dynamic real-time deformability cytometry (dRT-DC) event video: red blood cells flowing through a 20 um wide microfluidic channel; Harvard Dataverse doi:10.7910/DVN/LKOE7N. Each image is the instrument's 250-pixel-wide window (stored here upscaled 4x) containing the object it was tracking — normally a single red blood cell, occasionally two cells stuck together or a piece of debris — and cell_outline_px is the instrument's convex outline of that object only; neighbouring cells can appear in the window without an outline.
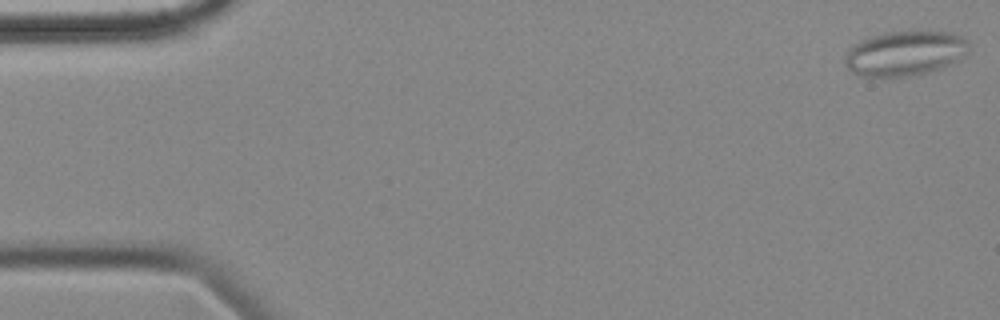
{"species": "common noctule bat (a hibernating species)", "species_latin": "Nyctalus noctula", "temperature_condition": "cold", "stored_images_in_passage": 56, "camera_frame_rate_fps": 3000, "um_per_image_px": 0.085, "animal": {"sex": "female", "body_mass_g": 18.4}, "frame": {"image": 1, "passage_image": 1, "time_ms": 0.0, "image_size_px": [1000, 320], "cell_outline_px": [[968, 52], [964, 56], [940, 68], [908, 76], [864, 76], [852, 72], [844, 64], [844, 56], [848, 48], [860, 40], [868, 36], [884, 32], [920, 28], [952, 32], [964, 36], [968, 40]], "centroid_in_image_um": [76.92, 4.45], "position_along_channel_um": 8.1, "area_um2": 33.23}}
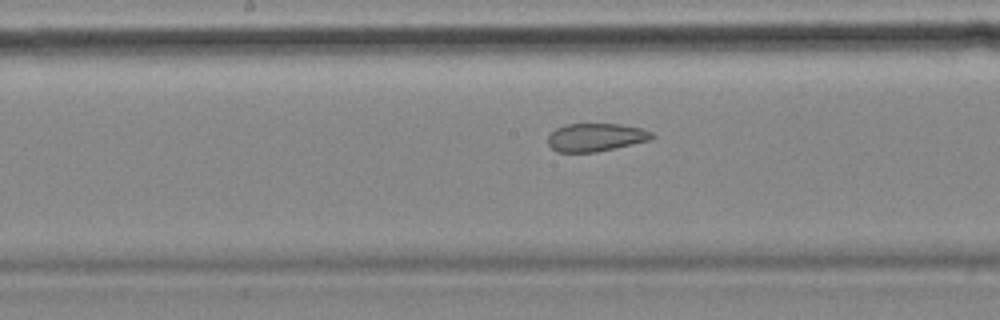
{"frame": {"image": 2, "passage_image": 28, "time_ms": 9.0, "image_size_px": [1000, 320], "cell_outline_px": [[656, 136], [648, 140], [596, 152], [556, 152], [548, 144], [548, 136], [556, 128], [564, 124], [620, 124], [644, 128], [652, 132]], "centroid_in_image_um": [50.63, 11.66], "position_along_channel_um": 197.6, "area_um2": 16.99}}
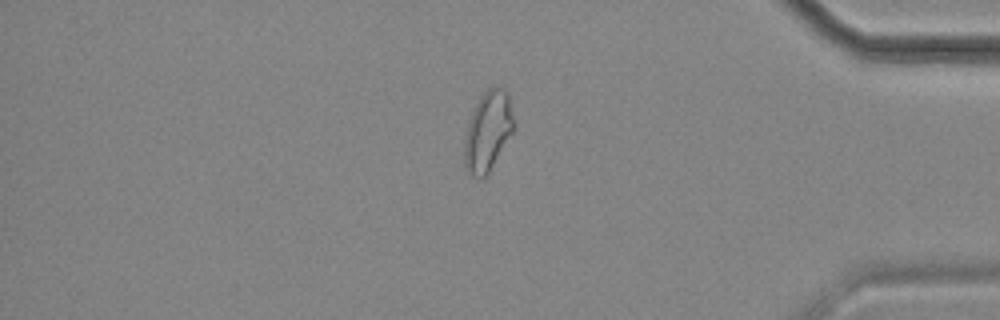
{"frame": {"image": 3, "passage_image": 47, "time_ms": 15.333, "image_size_px": [1000, 320], "cell_outline_px": [[512, 132], [488, 172], [480, 180], [472, 176], [468, 172], [464, 164], [464, 140], [468, 120], [480, 96], [488, 88], [496, 84], [504, 84], [508, 92], [512, 116]], "centroid_in_image_um": [41.44, 11.09], "position_along_channel_um": 393.8, "area_um2": 22.89}, "authors_computed_cell_mechanics": {"area_um2": 22.7443, "velocity_mm_per_s": 3.5519, "shape_relaxation_time_tau1_ms": null, "shape_relaxation_time_tau2_ms": 2.1146, "deformation_change_tau1": null, "deformation_change_tau2": 0.0869}}